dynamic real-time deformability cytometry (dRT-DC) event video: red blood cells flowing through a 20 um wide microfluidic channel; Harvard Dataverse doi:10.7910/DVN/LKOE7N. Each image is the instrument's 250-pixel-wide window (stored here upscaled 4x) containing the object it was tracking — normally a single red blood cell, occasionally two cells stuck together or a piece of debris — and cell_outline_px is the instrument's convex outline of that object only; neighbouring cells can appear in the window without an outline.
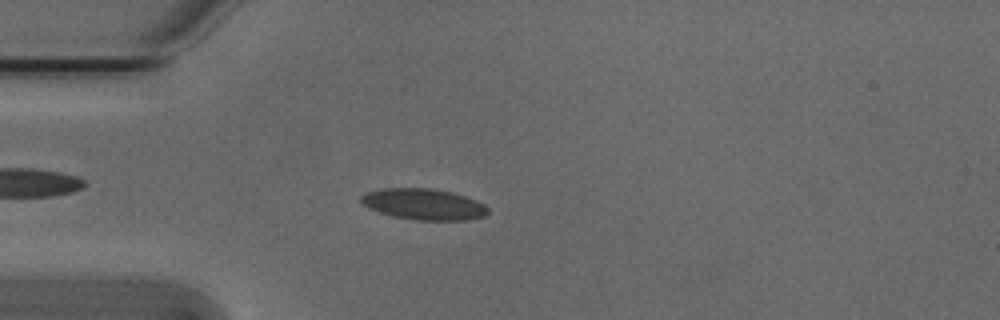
{"species": "Egyptian fruit bat (a non-hibernating species)", "species_latin": "Rousettus aegyptiacus", "temperature_condition": "cold", "stored_images_in_passage": 53, "camera_frame_rate_fps": 3000, "um_per_image_px": 0.085, "animal": {"sex": "male"}, "frame": {"image": 1, "passage_image": 14, "time_ms": 4.333, "image_size_px": [1000, 320], "cell_outline_px": [[488, 212], [484, 216], [468, 220], [412, 220], [392, 216], [368, 208], [360, 200], [360, 196], [368, 192], [384, 188], [428, 188], [448, 192], [464, 196], [476, 200], [484, 204], [488, 208]], "centroid_in_image_um": [36.0, 17.37], "position_along_channel_um": 49.0, "area_um2": 22.83}}
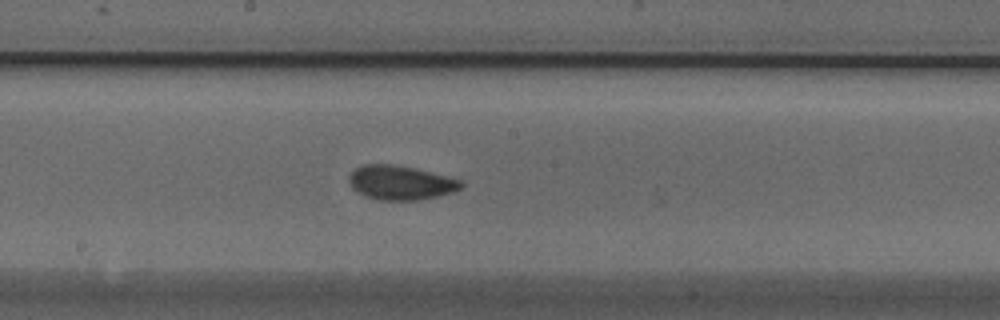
{"frame": {"image": 2, "passage_image": 28, "time_ms": 9.0, "image_size_px": [1000, 320], "cell_outline_px": [[464, 188], [452, 192], [436, 196], [416, 200], [380, 200], [364, 196], [352, 188], [348, 180], [348, 176], [356, 168], [364, 164], [392, 164], [416, 168], [464, 180]], "centroid_in_image_um": [34.08, 15.52], "position_along_channel_um": 214.1, "area_um2": 22.54}}
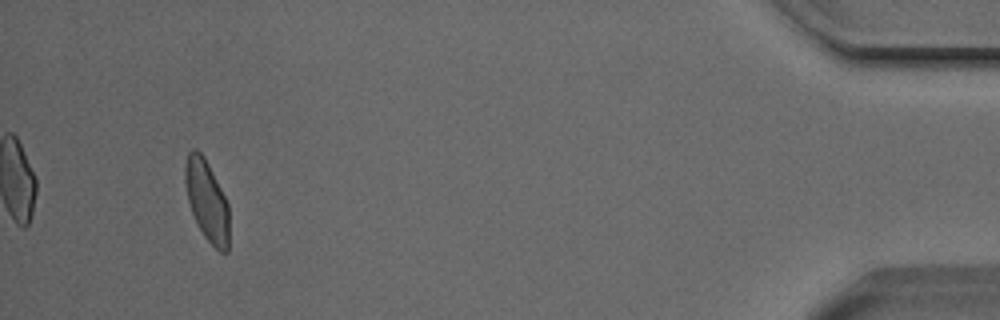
{"frame": {"image": 3, "passage_image": 50, "time_ms": 16.333, "image_size_px": [1000, 320], "cell_outline_px": [[228, 252], [220, 252], [204, 236], [192, 212], [188, 200], [184, 180], [184, 164], [188, 152], [192, 148], [196, 148], [204, 156], [228, 204]], "centroid_in_image_um": [17.56, 17.01], "position_along_channel_um": 417.6, "area_um2": 20.46}, "authors_computed_cell_mechanics": {"area_um2": 21.8484, "velocity_mm_per_s": 3.8083, "shape_relaxation_time_tau1_ms": 3.3063, "shape_relaxation_time_tau2_ms": 1.1632, "deformation_change_tau1": 0.1104, "deformation_change_tau2": 0.0601}}